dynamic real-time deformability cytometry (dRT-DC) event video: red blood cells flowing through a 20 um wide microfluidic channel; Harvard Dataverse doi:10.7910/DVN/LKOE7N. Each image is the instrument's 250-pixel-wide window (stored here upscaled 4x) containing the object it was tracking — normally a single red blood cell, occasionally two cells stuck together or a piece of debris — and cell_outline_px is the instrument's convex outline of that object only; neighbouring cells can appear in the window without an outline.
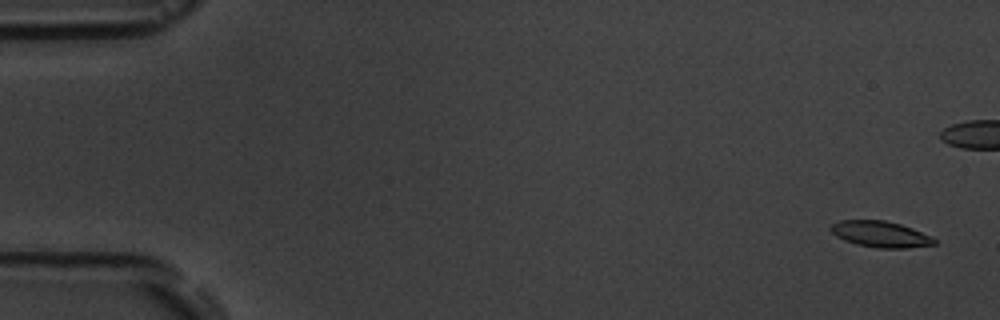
{"species": "common noctule bat (a hibernating species)", "species_latin": "Nyctalus noctula", "temperature_condition": "room temperature", "stored_images_in_passage": 9, "camera_frame_rate_fps": 3000, "um_per_image_px": 0.085, "animal": {"sex": "male", "body_mass_g": 19.5, "forearm_length_mm": 54.6}, "frame": {"image": 1, "passage_image": 1, "time_ms": 0.0, "image_size_px": [1000, 320], "cell_outline_px": [[936, 244], [908, 248], [876, 248], [856, 244], [844, 240], [836, 236], [828, 228], [832, 224], [840, 220], [884, 220], [900, 224], [912, 228], [932, 236], [936, 240]], "centroid_in_image_um": [74.84, 19.91], "position_along_channel_um": 10.2, "area_um2": 15.84}}
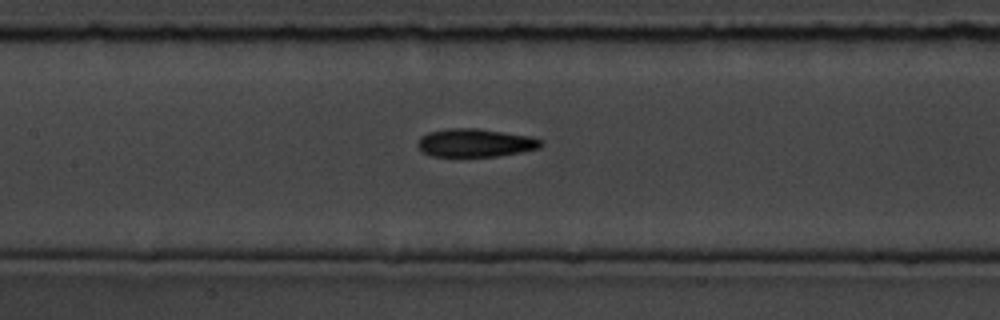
{"frame": {"image": 2, "passage_image": 9, "time_ms": 9.667, "image_size_px": [1000, 320], "cell_outline_px": [[544, 144], [540, 148], [520, 152], [496, 156], [432, 156], [424, 152], [416, 144], [420, 136], [428, 132], [448, 128], [476, 128], [532, 136], [544, 140]], "centroid_in_image_um": [40.43, 12.13], "position_along_channel_um": 167.0, "area_um2": 20.35}}